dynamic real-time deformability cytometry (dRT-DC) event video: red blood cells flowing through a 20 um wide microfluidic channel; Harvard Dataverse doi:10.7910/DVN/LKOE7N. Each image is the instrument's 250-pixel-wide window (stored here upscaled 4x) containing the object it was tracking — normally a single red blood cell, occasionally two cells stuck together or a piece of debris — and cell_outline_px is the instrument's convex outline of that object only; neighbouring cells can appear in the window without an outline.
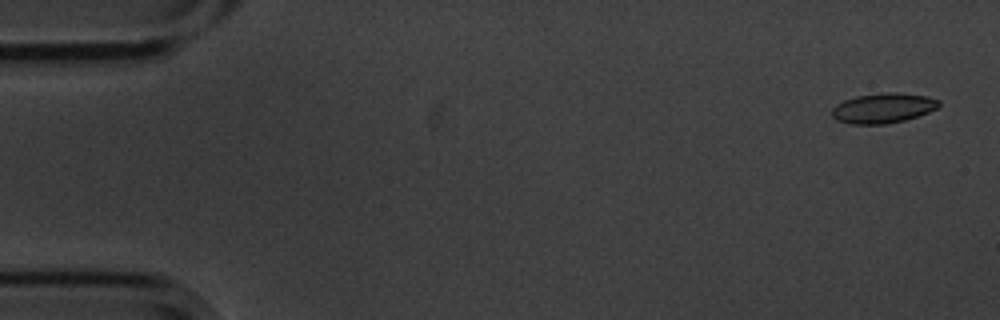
{"species": "common noctule bat (a hibernating species)", "species_latin": "Nyctalus noctula", "temperature_condition": "cold", "stored_images_in_passage": 3, "camera_frame_rate_fps": 3000, "um_per_image_px": 0.085, "animal": {"sex": "male", "body_mass_g": 20.1, "forearm_length_mm": 53.5}, "frame": {"image": 1, "passage_image": 1, "time_ms": 0.0, "image_size_px": [1000, 320], "cell_outline_px": [[940, 104], [936, 108], [928, 112], [904, 120], [884, 124], [848, 124], [836, 120], [832, 116], [832, 108], [836, 104], [844, 100], [856, 96], [888, 92], [896, 92], [928, 96], [940, 100]], "centroid_in_image_um": [75.04, 9.18], "position_along_channel_um": 10.0, "area_um2": 18.67}}